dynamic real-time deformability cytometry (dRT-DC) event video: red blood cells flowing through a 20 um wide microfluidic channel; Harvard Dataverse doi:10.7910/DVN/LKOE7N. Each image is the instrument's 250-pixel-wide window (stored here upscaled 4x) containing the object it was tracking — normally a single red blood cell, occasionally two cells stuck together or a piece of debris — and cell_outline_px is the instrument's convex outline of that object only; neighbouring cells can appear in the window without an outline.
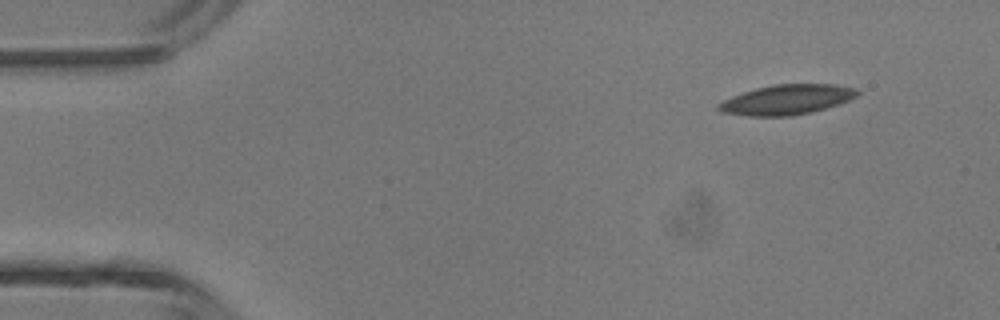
{"species": "common noctule bat (a hibernating species)", "species_latin": "Nyctalus noctula", "temperature_condition": "room temperature", "stored_images_in_passage": 4, "camera_frame_rate_fps": 3000, "um_per_image_px": 0.085, "animal": {"sex": "male", "body_mass_g": 13.3}, "frame": {"image": 1, "passage_image": 1, "time_ms": 0.0, "image_size_px": [1000, 320], "cell_outline_px": [[860, 92], [856, 96], [840, 104], [812, 112], [792, 116], [748, 116], [720, 112], [716, 108], [716, 104], [732, 96], [756, 88], [772, 84], [836, 84], [856, 88]], "centroid_in_image_um": [66.87, 8.47], "position_along_channel_um": 18.1, "area_um2": 24.39}}
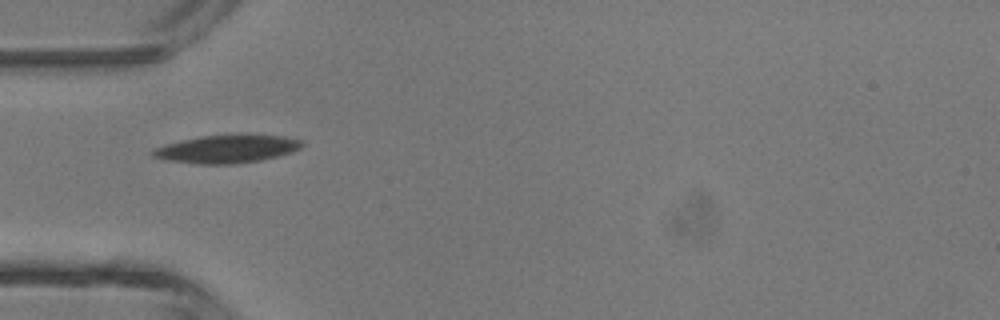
{"frame": {"image": 2, "passage_image": 4, "time_ms": 3.333, "image_size_px": [1000, 320], "cell_outline_px": [[304, 144], [300, 148], [292, 152], [260, 160], [236, 164], [196, 164], [164, 160], [152, 156], [148, 152], [164, 144], [200, 136], [240, 132], [284, 136], [304, 140]], "centroid_in_image_um": [19.3, 12.63], "position_along_channel_um": 65.7, "area_um2": 25.26}}